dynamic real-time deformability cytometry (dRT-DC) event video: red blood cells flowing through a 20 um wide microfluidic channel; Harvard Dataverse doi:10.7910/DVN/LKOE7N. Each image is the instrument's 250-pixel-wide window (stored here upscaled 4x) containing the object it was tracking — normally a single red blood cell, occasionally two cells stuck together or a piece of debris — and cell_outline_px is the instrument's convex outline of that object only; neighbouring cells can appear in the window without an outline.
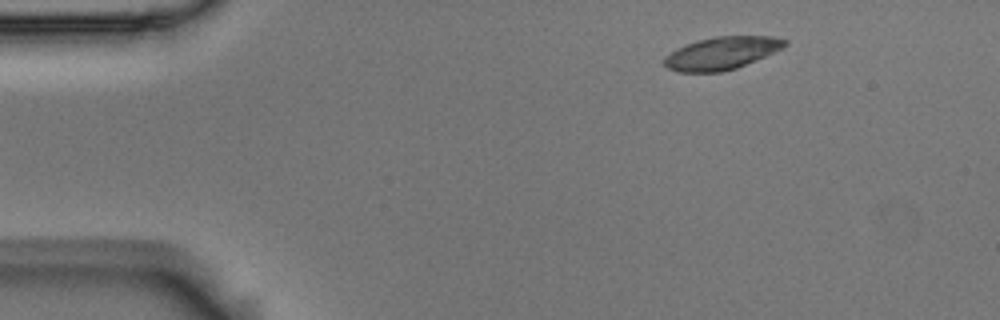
{"species": "Egyptian fruit bat (a non-hibernating species)", "species_latin": "Rousettus aegyptiacus", "temperature_condition": "room temperature", "stored_images_in_passage": 6, "camera_frame_rate_fps": 3000, "um_per_image_px": 0.085, "animal": {"sex": "male"}, "frame": {"image": 1, "passage_image": 1, "time_ms": 0.0, "image_size_px": [1000, 320], "cell_outline_px": [[788, 44], [784, 48], [736, 68], [720, 72], [676, 72], [668, 68], [664, 64], [664, 56], [676, 48], [700, 40], [716, 36], [772, 36], [788, 40]], "centroid_in_image_um": [61.35, 4.52], "position_along_channel_um": 23.6, "area_um2": 22.89}}
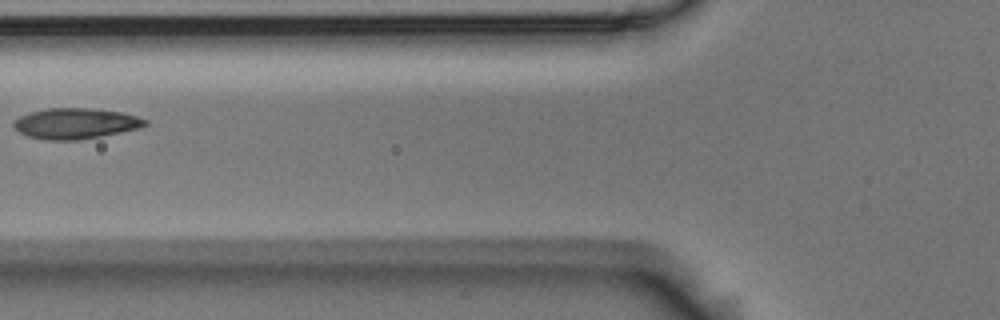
{"frame": {"image": 2, "passage_image": 5, "time_ms": 1.333, "image_size_px": [1000, 320], "cell_outline_px": [[148, 124], [140, 128], [80, 140], [48, 140], [28, 136], [20, 132], [12, 124], [12, 120], [20, 116], [32, 112], [48, 108], [88, 108], [124, 112], [148, 120]], "centroid_in_image_um": [6.44, 10.49], "position_along_channel_um": 119.4, "area_um2": 23.47}}
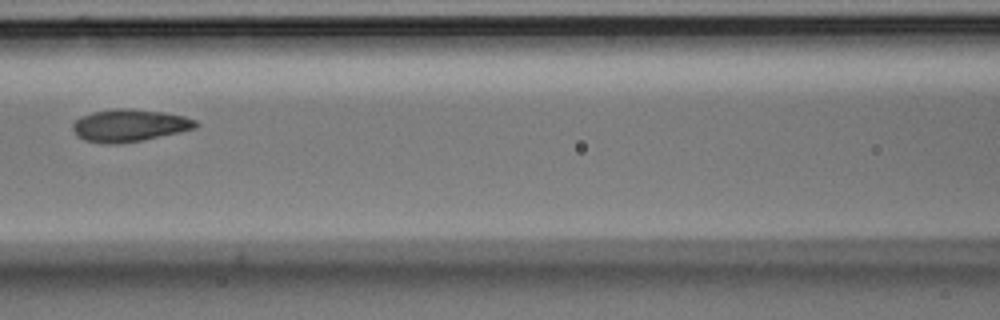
{"frame": {"image": 3, "passage_image": 6, "time_ms": 1.667, "image_size_px": [1000, 320], "cell_outline_px": [[200, 124], [196, 128], [140, 140], [116, 144], [104, 144], [84, 140], [76, 136], [72, 128], [72, 124], [80, 116], [92, 112], [116, 108], [128, 108], [164, 112], [184, 116], [196, 120]], "centroid_in_image_um": [10.96, 10.65], "position_along_channel_um": 155.6, "area_um2": 23.18}}